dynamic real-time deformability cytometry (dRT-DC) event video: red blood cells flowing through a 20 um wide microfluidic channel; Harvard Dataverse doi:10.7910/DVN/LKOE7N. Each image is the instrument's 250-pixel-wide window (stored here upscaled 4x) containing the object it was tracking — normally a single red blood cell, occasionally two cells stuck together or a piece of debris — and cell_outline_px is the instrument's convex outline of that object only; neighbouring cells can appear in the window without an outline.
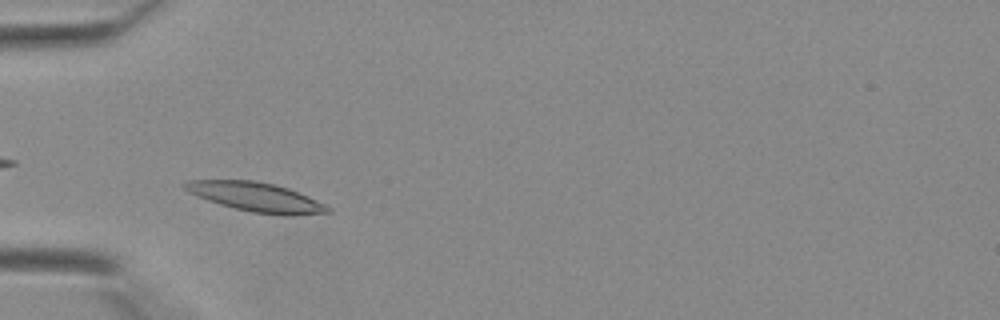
{"species": "Egyptian fruit bat (a non-hibernating species)", "species_latin": "Rousettus aegyptiacus", "temperature_condition": "warm", "stored_images_in_passage": 34, "camera_frame_rate_fps": 3000, "um_per_image_px": 0.085, "animal": {"sex": "female"}, "frame": {"image": 1, "passage_image": 6, "time_ms": 1.667, "image_size_px": [1000, 320], "cell_outline_px": [[332, 212], [292, 216], [252, 212], [220, 204], [196, 196], [188, 192], [180, 184], [188, 180], [252, 180], [272, 184], [288, 188], [316, 200], [332, 208]], "centroid_in_image_um": [21.75, 16.75], "position_along_channel_um": 63.2, "area_um2": 24.16}}
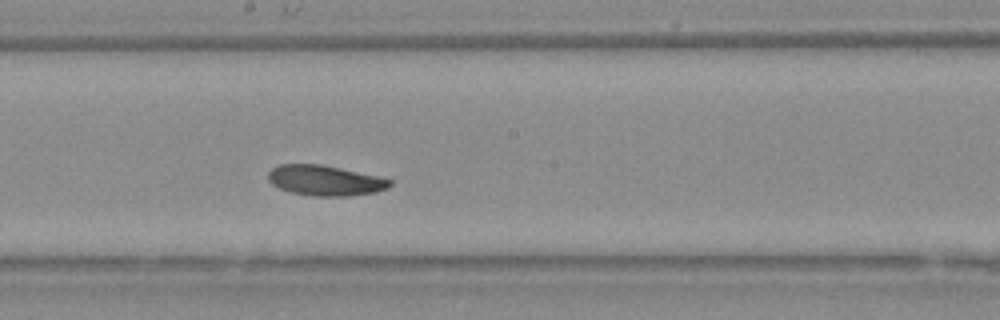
{"frame": {"image": 2, "passage_image": 16, "time_ms": 5.0, "image_size_px": [1000, 320], "cell_outline_px": [[392, 184], [388, 188], [376, 192], [352, 196], [312, 196], [288, 192], [272, 184], [268, 180], [268, 172], [272, 168], [280, 164], [320, 164], [380, 176], [392, 180]], "centroid_in_image_um": [27.64, 15.35], "position_along_channel_um": 220.6, "area_um2": 21.73}}
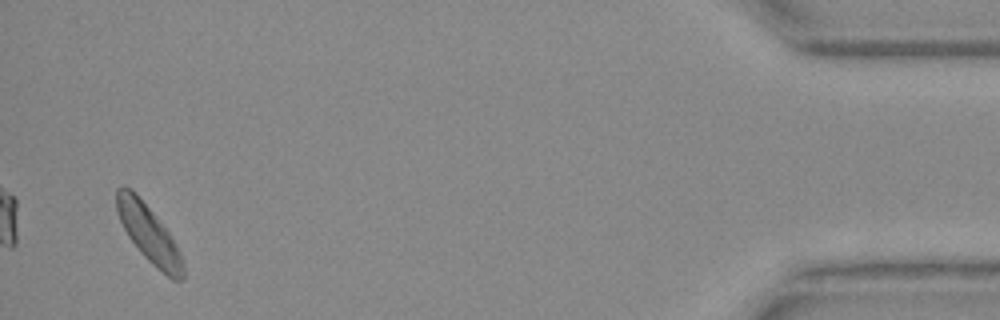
{"frame": {"image": 3, "passage_image": 33, "time_ms": 10.667, "image_size_px": [1000, 320], "cell_outline_px": [[184, 276], [180, 280], [172, 280], [156, 268], [140, 252], [128, 236], [120, 220], [116, 208], [116, 188], [124, 184], [132, 188], [152, 212], [168, 232], [180, 252], [184, 264]], "centroid_in_image_um": [12.63, 19.86], "position_along_channel_um": 422.6, "area_um2": 21.96}}